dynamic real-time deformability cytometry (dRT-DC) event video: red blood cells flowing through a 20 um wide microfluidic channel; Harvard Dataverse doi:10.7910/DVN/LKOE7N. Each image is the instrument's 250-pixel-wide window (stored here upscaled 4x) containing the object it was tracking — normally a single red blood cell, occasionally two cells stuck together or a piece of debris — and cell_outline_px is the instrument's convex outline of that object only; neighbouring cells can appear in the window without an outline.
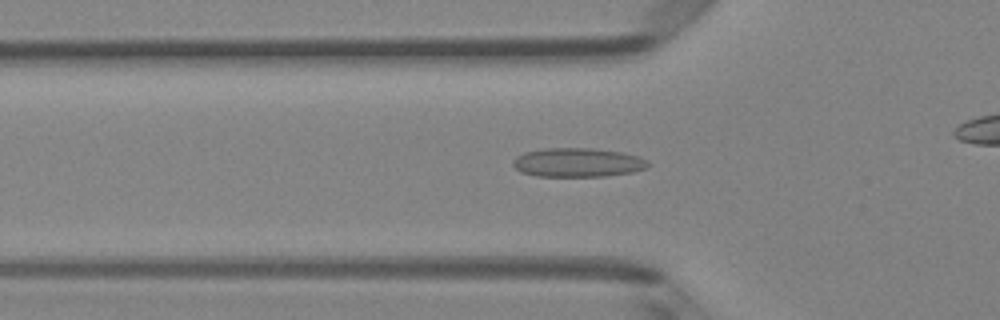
{"species": "Egyptian fruit bat (a non-hibernating species)", "species_latin": "Rousettus aegyptiacus", "temperature_condition": "room temperature", "stored_images_in_passage": 41, "camera_frame_rate_fps": 3000, "um_per_image_px": 0.085, "animal": {"sex": "female"}, "frame": {"image": 1, "passage_image": 17, "time_ms": 5.333, "image_size_px": [1000, 320], "cell_outline_px": [[648, 164], [644, 168], [632, 172], [604, 176], [536, 176], [520, 172], [512, 164], [512, 160], [516, 156], [524, 152], [544, 148], [592, 148], [620, 152], [640, 156], [648, 160]], "centroid_in_image_um": [49.06, 13.8], "position_along_channel_um": 76.7, "area_um2": 22.83}}
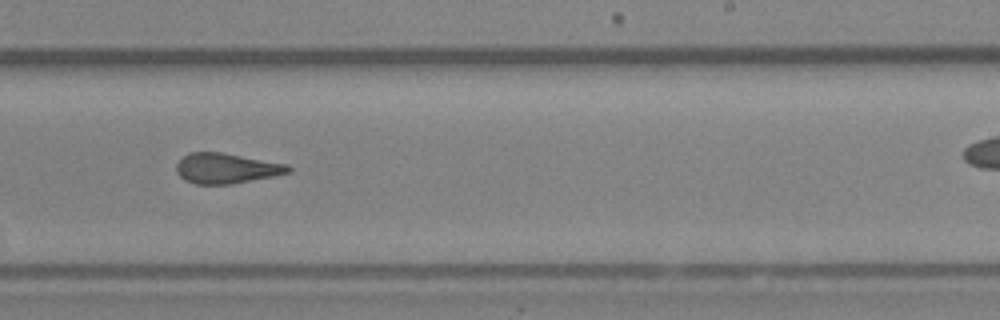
{"frame": {"image": 2, "passage_image": 31, "time_ms": 10.0, "image_size_px": [1000, 320], "cell_outline_px": [[292, 172], [276, 176], [232, 184], [196, 184], [184, 180], [176, 172], [176, 164], [188, 152], [220, 152], [288, 164], [292, 168]], "centroid_in_image_um": [19.26, 14.31], "position_along_channel_um": 269.7, "area_um2": 19.88}}
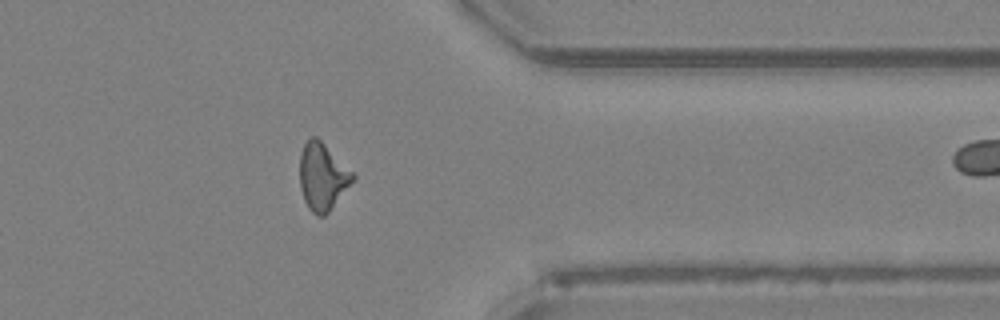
{"frame": {"image": 3, "passage_image": 40, "time_ms": 13.0, "image_size_px": [1000, 320], "cell_outline_px": [[356, 176], [328, 212], [324, 216], [316, 216], [308, 208], [304, 200], [300, 188], [300, 152], [304, 144], [312, 136], [316, 136]], "centroid_in_image_um": [27.37, 15.02], "position_along_channel_um": 384.0, "area_um2": 20.29}}